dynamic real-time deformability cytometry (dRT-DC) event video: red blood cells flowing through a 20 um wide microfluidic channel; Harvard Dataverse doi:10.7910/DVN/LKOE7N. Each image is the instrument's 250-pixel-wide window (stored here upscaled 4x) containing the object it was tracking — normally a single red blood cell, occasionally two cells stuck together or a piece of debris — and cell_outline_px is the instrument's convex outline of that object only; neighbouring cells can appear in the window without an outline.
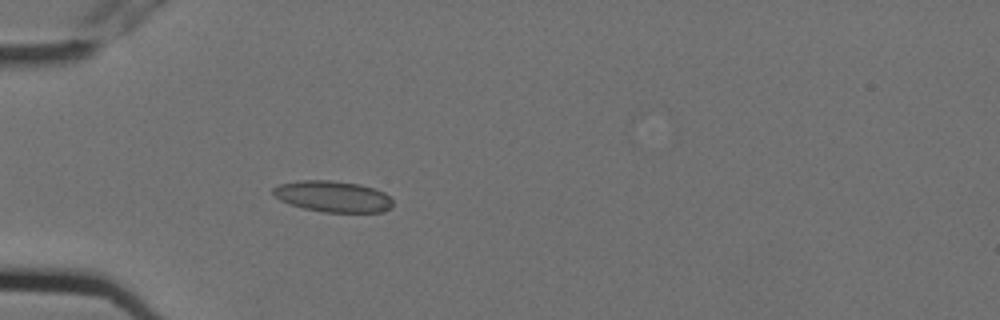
{"species": "Egyptian fruit bat (a non-hibernating species)", "species_latin": "Rousettus aegyptiacus", "temperature_condition": "cold", "stored_images_in_passage": 4, "camera_frame_rate_fps": 3000, "um_per_image_px": 0.085, "animal": {"sex": "female"}, "frame": {"image": 1, "passage_image": 4, "time_ms": 1.0, "image_size_px": [1000, 320], "cell_outline_px": [[392, 208], [384, 212], [324, 212], [304, 208], [280, 200], [272, 192], [272, 188], [280, 184], [300, 180], [328, 180], [360, 184], [384, 192], [392, 200]], "centroid_in_image_um": [28.32, 16.7], "position_along_channel_um": 56.7, "area_um2": 21.62}}